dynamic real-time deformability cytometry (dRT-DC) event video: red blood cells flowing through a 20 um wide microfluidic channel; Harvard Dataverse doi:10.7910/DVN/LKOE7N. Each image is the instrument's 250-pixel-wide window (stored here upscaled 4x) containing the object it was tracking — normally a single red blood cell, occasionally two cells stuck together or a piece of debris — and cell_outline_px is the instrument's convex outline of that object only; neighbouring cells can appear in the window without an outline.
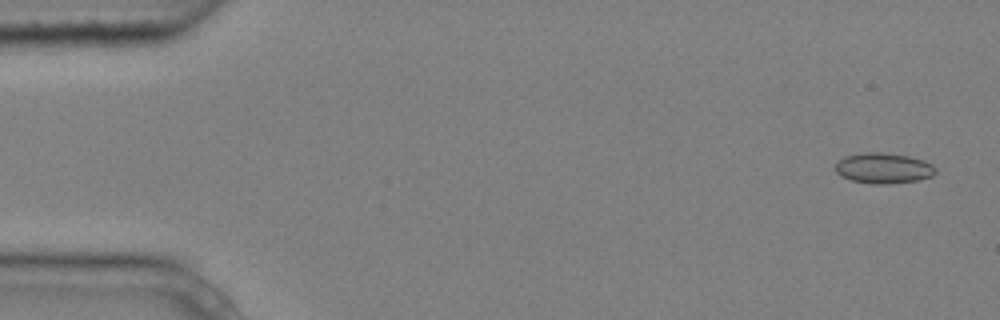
{"species": "common noctule bat (a hibernating species)", "species_latin": "Nyctalus noctula", "temperature_condition": "cold", "stored_images_in_passage": 10, "camera_frame_rate_fps": 3000, "um_per_image_px": 0.085, "animal": {"sex": "male", "body_mass_g": 20.4}, "frame": {"image": 1, "passage_image": 1, "time_ms": 0.0, "image_size_px": [1000, 320], "cell_outline_px": [[936, 172], [932, 176], [920, 180], [884, 184], [872, 184], [852, 180], [840, 176], [836, 172], [836, 164], [844, 156], [864, 152], [880, 152], [908, 156], [924, 160], [932, 164], [936, 168]], "centroid_in_image_um": [75.11, 14.29], "position_along_channel_um": 9.9, "area_um2": 17.86}}
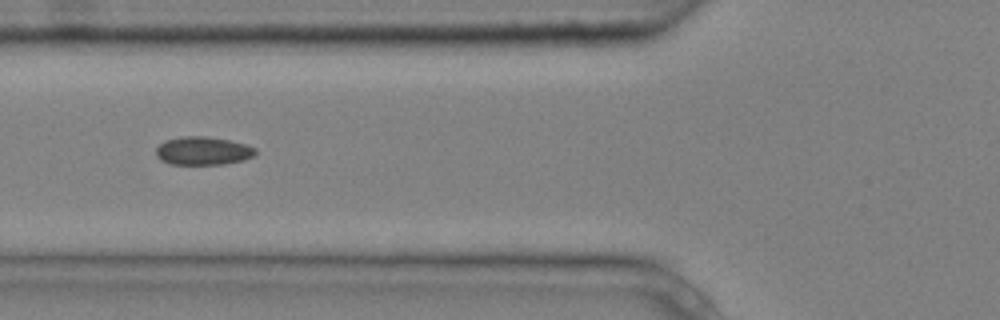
{"frame": {"image": 2, "passage_image": 6, "time_ms": 1.667, "image_size_px": [1000, 320], "cell_outline_px": [[256, 156], [244, 160], [224, 164], [172, 164], [160, 160], [156, 156], [156, 148], [164, 140], [180, 136], [208, 136], [228, 140], [244, 144], [256, 148]], "centroid_in_image_um": [17.25, 12.82], "position_along_channel_um": 108.6, "area_um2": 16.53}}
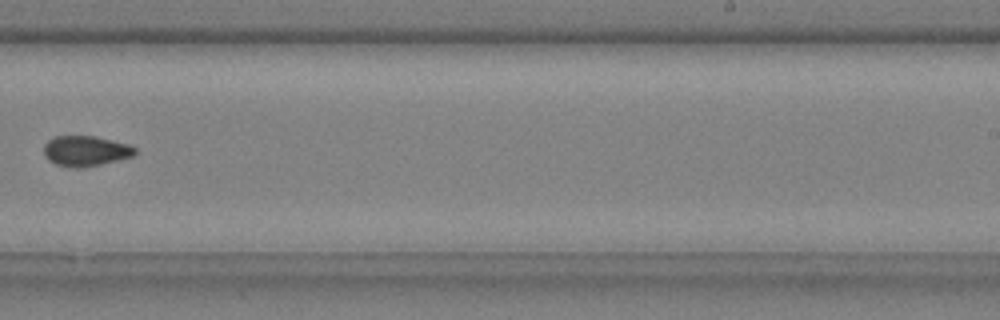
{"frame": {"image": 3, "passage_image": 10, "time_ms": 3.0, "image_size_px": [1000, 320], "cell_outline_px": [[136, 152], [132, 156], [100, 164], [80, 168], [76, 168], [56, 164], [48, 160], [44, 156], [44, 144], [48, 140], [56, 136], [96, 136], [128, 144], [136, 148]], "centroid_in_image_um": [7.25, 12.82], "position_along_channel_um": 281.7, "area_um2": 16.01}}